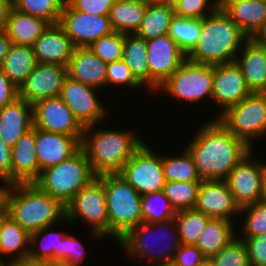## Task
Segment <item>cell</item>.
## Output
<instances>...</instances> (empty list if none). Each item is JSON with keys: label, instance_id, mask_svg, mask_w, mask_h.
Returning a JSON list of instances; mask_svg holds the SVG:
<instances>
[{"label": "cell", "instance_id": "cell-19", "mask_svg": "<svg viewBox=\"0 0 266 266\" xmlns=\"http://www.w3.org/2000/svg\"><path fill=\"white\" fill-rule=\"evenodd\" d=\"M194 209L210 218H222L238 225L235 219L241 208L225 180H202Z\"/></svg>", "mask_w": 266, "mask_h": 266}, {"label": "cell", "instance_id": "cell-65", "mask_svg": "<svg viewBox=\"0 0 266 266\" xmlns=\"http://www.w3.org/2000/svg\"><path fill=\"white\" fill-rule=\"evenodd\" d=\"M138 1H144V2H147V3L152 2V0H138Z\"/></svg>", "mask_w": 266, "mask_h": 266}, {"label": "cell", "instance_id": "cell-9", "mask_svg": "<svg viewBox=\"0 0 266 266\" xmlns=\"http://www.w3.org/2000/svg\"><path fill=\"white\" fill-rule=\"evenodd\" d=\"M88 225V238H109V220L103 183L96 177L89 185L82 188L66 205L63 223ZM85 221V222H84Z\"/></svg>", "mask_w": 266, "mask_h": 266}, {"label": "cell", "instance_id": "cell-33", "mask_svg": "<svg viewBox=\"0 0 266 266\" xmlns=\"http://www.w3.org/2000/svg\"><path fill=\"white\" fill-rule=\"evenodd\" d=\"M147 2L115 0L109 12V20L114 31L135 34L143 19Z\"/></svg>", "mask_w": 266, "mask_h": 266}, {"label": "cell", "instance_id": "cell-12", "mask_svg": "<svg viewBox=\"0 0 266 266\" xmlns=\"http://www.w3.org/2000/svg\"><path fill=\"white\" fill-rule=\"evenodd\" d=\"M102 90L75 81L68 76L64 79L59 97L73 112L74 117L83 128L108 122L112 116L109 106L101 101ZM101 97V98H100ZM108 108V109H107Z\"/></svg>", "mask_w": 266, "mask_h": 266}, {"label": "cell", "instance_id": "cell-4", "mask_svg": "<svg viewBox=\"0 0 266 266\" xmlns=\"http://www.w3.org/2000/svg\"><path fill=\"white\" fill-rule=\"evenodd\" d=\"M248 38L219 6L201 19L199 40L186 58L210 65L233 63Z\"/></svg>", "mask_w": 266, "mask_h": 266}, {"label": "cell", "instance_id": "cell-39", "mask_svg": "<svg viewBox=\"0 0 266 266\" xmlns=\"http://www.w3.org/2000/svg\"><path fill=\"white\" fill-rule=\"evenodd\" d=\"M209 219V216L194 208L177 211L174 220L177 224L180 243L195 245Z\"/></svg>", "mask_w": 266, "mask_h": 266}, {"label": "cell", "instance_id": "cell-41", "mask_svg": "<svg viewBox=\"0 0 266 266\" xmlns=\"http://www.w3.org/2000/svg\"><path fill=\"white\" fill-rule=\"evenodd\" d=\"M201 182H165L163 192L176 211L193 209Z\"/></svg>", "mask_w": 266, "mask_h": 266}, {"label": "cell", "instance_id": "cell-59", "mask_svg": "<svg viewBox=\"0 0 266 266\" xmlns=\"http://www.w3.org/2000/svg\"><path fill=\"white\" fill-rule=\"evenodd\" d=\"M153 3L169 4L172 6V0H152Z\"/></svg>", "mask_w": 266, "mask_h": 266}, {"label": "cell", "instance_id": "cell-1", "mask_svg": "<svg viewBox=\"0 0 266 266\" xmlns=\"http://www.w3.org/2000/svg\"><path fill=\"white\" fill-rule=\"evenodd\" d=\"M201 123L196 126L197 131L193 130L184 148L191 155L202 180H225L252 149L217 118H208Z\"/></svg>", "mask_w": 266, "mask_h": 266}, {"label": "cell", "instance_id": "cell-44", "mask_svg": "<svg viewBox=\"0 0 266 266\" xmlns=\"http://www.w3.org/2000/svg\"><path fill=\"white\" fill-rule=\"evenodd\" d=\"M211 259L216 266H250L245 242L237 235Z\"/></svg>", "mask_w": 266, "mask_h": 266}, {"label": "cell", "instance_id": "cell-64", "mask_svg": "<svg viewBox=\"0 0 266 266\" xmlns=\"http://www.w3.org/2000/svg\"><path fill=\"white\" fill-rule=\"evenodd\" d=\"M180 0H172V6H174L177 2H179Z\"/></svg>", "mask_w": 266, "mask_h": 266}, {"label": "cell", "instance_id": "cell-58", "mask_svg": "<svg viewBox=\"0 0 266 266\" xmlns=\"http://www.w3.org/2000/svg\"><path fill=\"white\" fill-rule=\"evenodd\" d=\"M198 266H216L211 258H205Z\"/></svg>", "mask_w": 266, "mask_h": 266}, {"label": "cell", "instance_id": "cell-2", "mask_svg": "<svg viewBox=\"0 0 266 266\" xmlns=\"http://www.w3.org/2000/svg\"><path fill=\"white\" fill-rule=\"evenodd\" d=\"M105 124L103 122L84 128L80 143V148L97 176L119 173L144 141L134 128L133 130L124 128L123 131L120 126L119 129L107 128Z\"/></svg>", "mask_w": 266, "mask_h": 266}, {"label": "cell", "instance_id": "cell-49", "mask_svg": "<svg viewBox=\"0 0 266 266\" xmlns=\"http://www.w3.org/2000/svg\"><path fill=\"white\" fill-rule=\"evenodd\" d=\"M115 0H74L70 6L86 14L108 16Z\"/></svg>", "mask_w": 266, "mask_h": 266}, {"label": "cell", "instance_id": "cell-11", "mask_svg": "<svg viewBox=\"0 0 266 266\" xmlns=\"http://www.w3.org/2000/svg\"><path fill=\"white\" fill-rule=\"evenodd\" d=\"M153 148L144 139L119 172L141 196L163 190L166 182L161 152Z\"/></svg>", "mask_w": 266, "mask_h": 266}, {"label": "cell", "instance_id": "cell-24", "mask_svg": "<svg viewBox=\"0 0 266 266\" xmlns=\"http://www.w3.org/2000/svg\"><path fill=\"white\" fill-rule=\"evenodd\" d=\"M107 63L89 47H75L67 65V76L98 90L106 88Z\"/></svg>", "mask_w": 266, "mask_h": 266}, {"label": "cell", "instance_id": "cell-52", "mask_svg": "<svg viewBox=\"0 0 266 266\" xmlns=\"http://www.w3.org/2000/svg\"><path fill=\"white\" fill-rule=\"evenodd\" d=\"M11 45L12 41L8 37L7 32L5 30L0 31V66L8 54Z\"/></svg>", "mask_w": 266, "mask_h": 266}, {"label": "cell", "instance_id": "cell-6", "mask_svg": "<svg viewBox=\"0 0 266 266\" xmlns=\"http://www.w3.org/2000/svg\"><path fill=\"white\" fill-rule=\"evenodd\" d=\"M97 178L105 189L109 237L117 242L141 223V195L119 173L101 174Z\"/></svg>", "mask_w": 266, "mask_h": 266}, {"label": "cell", "instance_id": "cell-54", "mask_svg": "<svg viewBox=\"0 0 266 266\" xmlns=\"http://www.w3.org/2000/svg\"><path fill=\"white\" fill-rule=\"evenodd\" d=\"M8 266H52V263L47 261H34L29 258L17 260L7 264Z\"/></svg>", "mask_w": 266, "mask_h": 266}, {"label": "cell", "instance_id": "cell-50", "mask_svg": "<svg viewBox=\"0 0 266 266\" xmlns=\"http://www.w3.org/2000/svg\"><path fill=\"white\" fill-rule=\"evenodd\" d=\"M0 184L11 185V147L0 138Z\"/></svg>", "mask_w": 266, "mask_h": 266}, {"label": "cell", "instance_id": "cell-42", "mask_svg": "<svg viewBox=\"0 0 266 266\" xmlns=\"http://www.w3.org/2000/svg\"><path fill=\"white\" fill-rule=\"evenodd\" d=\"M108 87L110 89L114 87L115 90L119 87H123V90L126 89V91L130 90L134 92L144 88V86L134 77L123 59L107 63L106 90L109 89Z\"/></svg>", "mask_w": 266, "mask_h": 266}, {"label": "cell", "instance_id": "cell-53", "mask_svg": "<svg viewBox=\"0 0 266 266\" xmlns=\"http://www.w3.org/2000/svg\"><path fill=\"white\" fill-rule=\"evenodd\" d=\"M11 7V0H0V31L6 29L7 16Z\"/></svg>", "mask_w": 266, "mask_h": 266}, {"label": "cell", "instance_id": "cell-18", "mask_svg": "<svg viewBox=\"0 0 266 266\" xmlns=\"http://www.w3.org/2000/svg\"><path fill=\"white\" fill-rule=\"evenodd\" d=\"M59 25L75 47H88L114 31L108 16L86 14L74 10L70 5L62 8Z\"/></svg>", "mask_w": 266, "mask_h": 266}, {"label": "cell", "instance_id": "cell-60", "mask_svg": "<svg viewBox=\"0 0 266 266\" xmlns=\"http://www.w3.org/2000/svg\"><path fill=\"white\" fill-rule=\"evenodd\" d=\"M58 1L64 7L70 5L74 0H58Z\"/></svg>", "mask_w": 266, "mask_h": 266}, {"label": "cell", "instance_id": "cell-26", "mask_svg": "<svg viewBox=\"0 0 266 266\" xmlns=\"http://www.w3.org/2000/svg\"><path fill=\"white\" fill-rule=\"evenodd\" d=\"M219 6L249 38L266 21L265 0H220Z\"/></svg>", "mask_w": 266, "mask_h": 266}, {"label": "cell", "instance_id": "cell-61", "mask_svg": "<svg viewBox=\"0 0 266 266\" xmlns=\"http://www.w3.org/2000/svg\"><path fill=\"white\" fill-rule=\"evenodd\" d=\"M4 185L0 184V199L2 198L3 196V190H4Z\"/></svg>", "mask_w": 266, "mask_h": 266}, {"label": "cell", "instance_id": "cell-23", "mask_svg": "<svg viewBox=\"0 0 266 266\" xmlns=\"http://www.w3.org/2000/svg\"><path fill=\"white\" fill-rule=\"evenodd\" d=\"M251 93H266V48L248 38L235 61Z\"/></svg>", "mask_w": 266, "mask_h": 266}, {"label": "cell", "instance_id": "cell-14", "mask_svg": "<svg viewBox=\"0 0 266 266\" xmlns=\"http://www.w3.org/2000/svg\"><path fill=\"white\" fill-rule=\"evenodd\" d=\"M32 117L34 128L73 136L81 143L84 128L59 96L34 104Z\"/></svg>", "mask_w": 266, "mask_h": 266}, {"label": "cell", "instance_id": "cell-38", "mask_svg": "<svg viewBox=\"0 0 266 266\" xmlns=\"http://www.w3.org/2000/svg\"><path fill=\"white\" fill-rule=\"evenodd\" d=\"M236 221H240V228L236 226V235L242 240L266 233V202L259 201L242 207Z\"/></svg>", "mask_w": 266, "mask_h": 266}, {"label": "cell", "instance_id": "cell-45", "mask_svg": "<svg viewBox=\"0 0 266 266\" xmlns=\"http://www.w3.org/2000/svg\"><path fill=\"white\" fill-rule=\"evenodd\" d=\"M220 5V0H180L173 8L177 16L191 19H203Z\"/></svg>", "mask_w": 266, "mask_h": 266}, {"label": "cell", "instance_id": "cell-31", "mask_svg": "<svg viewBox=\"0 0 266 266\" xmlns=\"http://www.w3.org/2000/svg\"><path fill=\"white\" fill-rule=\"evenodd\" d=\"M134 77L150 94V70L147 61L146 40L135 34H124L123 58Z\"/></svg>", "mask_w": 266, "mask_h": 266}, {"label": "cell", "instance_id": "cell-36", "mask_svg": "<svg viewBox=\"0 0 266 266\" xmlns=\"http://www.w3.org/2000/svg\"><path fill=\"white\" fill-rule=\"evenodd\" d=\"M200 32L201 19L184 18L174 15L170 22L168 35L187 56L197 45Z\"/></svg>", "mask_w": 266, "mask_h": 266}, {"label": "cell", "instance_id": "cell-55", "mask_svg": "<svg viewBox=\"0 0 266 266\" xmlns=\"http://www.w3.org/2000/svg\"><path fill=\"white\" fill-rule=\"evenodd\" d=\"M254 39L259 45L266 48V21L263 23L262 27L253 35Z\"/></svg>", "mask_w": 266, "mask_h": 266}, {"label": "cell", "instance_id": "cell-27", "mask_svg": "<svg viewBox=\"0 0 266 266\" xmlns=\"http://www.w3.org/2000/svg\"><path fill=\"white\" fill-rule=\"evenodd\" d=\"M49 25L42 18L22 13L11 7L7 16L5 31L12 43L32 46Z\"/></svg>", "mask_w": 266, "mask_h": 266}, {"label": "cell", "instance_id": "cell-20", "mask_svg": "<svg viewBox=\"0 0 266 266\" xmlns=\"http://www.w3.org/2000/svg\"><path fill=\"white\" fill-rule=\"evenodd\" d=\"M35 140L39 176L42 170L69 159L80 149V142L73 136L46 132L37 128H35Z\"/></svg>", "mask_w": 266, "mask_h": 266}, {"label": "cell", "instance_id": "cell-37", "mask_svg": "<svg viewBox=\"0 0 266 266\" xmlns=\"http://www.w3.org/2000/svg\"><path fill=\"white\" fill-rule=\"evenodd\" d=\"M174 209L163 190L141 196V222L150 224L174 219Z\"/></svg>", "mask_w": 266, "mask_h": 266}, {"label": "cell", "instance_id": "cell-34", "mask_svg": "<svg viewBox=\"0 0 266 266\" xmlns=\"http://www.w3.org/2000/svg\"><path fill=\"white\" fill-rule=\"evenodd\" d=\"M174 15V8L169 4L147 3L143 19L135 35L147 41L168 34Z\"/></svg>", "mask_w": 266, "mask_h": 266}, {"label": "cell", "instance_id": "cell-21", "mask_svg": "<svg viewBox=\"0 0 266 266\" xmlns=\"http://www.w3.org/2000/svg\"><path fill=\"white\" fill-rule=\"evenodd\" d=\"M37 63L68 65L75 46L65 30L59 25H49L32 44Z\"/></svg>", "mask_w": 266, "mask_h": 266}, {"label": "cell", "instance_id": "cell-29", "mask_svg": "<svg viewBox=\"0 0 266 266\" xmlns=\"http://www.w3.org/2000/svg\"><path fill=\"white\" fill-rule=\"evenodd\" d=\"M51 225L30 234L28 257L34 261H47L52 264L61 263L62 239L67 231H57Z\"/></svg>", "mask_w": 266, "mask_h": 266}, {"label": "cell", "instance_id": "cell-28", "mask_svg": "<svg viewBox=\"0 0 266 266\" xmlns=\"http://www.w3.org/2000/svg\"><path fill=\"white\" fill-rule=\"evenodd\" d=\"M29 243L30 234L6 216L0 226V258L6 264L26 259L29 254Z\"/></svg>", "mask_w": 266, "mask_h": 266}, {"label": "cell", "instance_id": "cell-17", "mask_svg": "<svg viewBox=\"0 0 266 266\" xmlns=\"http://www.w3.org/2000/svg\"><path fill=\"white\" fill-rule=\"evenodd\" d=\"M67 67L54 63H37L18 88V98L30 105L60 95Z\"/></svg>", "mask_w": 266, "mask_h": 266}, {"label": "cell", "instance_id": "cell-25", "mask_svg": "<svg viewBox=\"0 0 266 266\" xmlns=\"http://www.w3.org/2000/svg\"><path fill=\"white\" fill-rule=\"evenodd\" d=\"M33 127L32 105L17 98L0 109V138L11 148Z\"/></svg>", "mask_w": 266, "mask_h": 266}, {"label": "cell", "instance_id": "cell-66", "mask_svg": "<svg viewBox=\"0 0 266 266\" xmlns=\"http://www.w3.org/2000/svg\"><path fill=\"white\" fill-rule=\"evenodd\" d=\"M149 266H172V265H149Z\"/></svg>", "mask_w": 266, "mask_h": 266}, {"label": "cell", "instance_id": "cell-46", "mask_svg": "<svg viewBox=\"0 0 266 266\" xmlns=\"http://www.w3.org/2000/svg\"><path fill=\"white\" fill-rule=\"evenodd\" d=\"M84 247L85 244L82 243L81 238L66 233L62 239L61 263L67 266H85L83 264H86L85 259L88 251L87 247Z\"/></svg>", "mask_w": 266, "mask_h": 266}, {"label": "cell", "instance_id": "cell-43", "mask_svg": "<svg viewBox=\"0 0 266 266\" xmlns=\"http://www.w3.org/2000/svg\"><path fill=\"white\" fill-rule=\"evenodd\" d=\"M88 47L105 63L120 60L123 58L124 34L113 31Z\"/></svg>", "mask_w": 266, "mask_h": 266}, {"label": "cell", "instance_id": "cell-63", "mask_svg": "<svg viewBox=\"0 0 266 266\" xmlns=\"http://www.w3.org/2000/svg\"><path fill=\"white\" fill-rule=\"evenodd\" d=\"M7 265L1 258H0V266H5Z\"/></svg>", "mask_w": 266, "mask_h": 266}, {"label": "cell", "instance_id": "cell-15", "mask_svg": "<svg viewBox=\"0 0 266 266\" xmlns=\"http://www.w3.org/2000/svg\"><path fill=\"white\" fill-rule=\"evenodd\" d=\"M146 46L150 70V93L154 94L179 68L186 55L168 34L147 40Z\"/></svg>", "mask_w": 266, "mask_h": 266}, {"label": "cell", "instance_id": "cell-10", "mask_svg": "<svg viewBox=\"0 0 266 266\" xmlns=\"http://www.w3.org/2000/svg\"><path fill=\"white\" fill-rule=\"evenodd\" d=\"M217 119L236 138L255 149L254 143L266 137V93H251L240 103L228 107Z\"/></svg>", "mask_w": 266, "mask_h": 266}, {"label": "cell", "instance_id": "cell-32", "mask_svg": "<svg viewBox=\"0 0 266 266\" xmlns=\"http://www.w3.org/2000/svg\"><path fill=\"white\" fill-rule=\"evenodd\" d=\"M37 64L32 46L12 43L0 68L7 78L18 88L26 80Z\"/></svg>", "mask_w": 266, "mask_h": 266}, {"label": "cell", "instance_id": "cell-5", "mask_svg": "<svg viewBox=\"0 0 266 266\" xmlns=\"http://www.w3.org/2000/svg\"><path fill=\"white\" fill-rule=\"evenodd\" d=\"M117 244L132 261L147 266L171 265L181 245L174 219L154 224L142 221L117 240Z\"/></svg>", "mask_w": 266, "mask_h": 266}, {"label": "cell", "instance_id": "cell-51", "mask_svg": "<svg viewBox=\"0 0 266 266\" xmlns=\"http://www.w3.org/2000/svg\"><path fill=\"white\" fill-rule=\"evenodd\" d=\"M18 98V87L15 86L0 68V109Z\"/></svg>", "mask_w": 266, "mask_h": 266}, {"label": "cell", "instance_id": "cell-56", "mask_svg": "<svg viewBox=\"0 0 266 266\" xmlns=\"http://www.w3.org/2000/svg\"><path fill=\"white\" fill-rule=\"evenodd\" d=\"M261 201L266 202V160L264 159V168L262 173Z\"/></svg>", "mask_w": 266, "mask_h": 266}, {"label": "cell", "instance_id": "cell-48", "mask_svg": "<svg viewBox=\"0 0 266 266\" xmlns=\"http://www.w3.org/2000/svg\"><path fill=\"white\" fill-rule=\"evenodd\" d=\"M206 257L195 245H180L177 249L172 266H198Z\"/></svg>", "mask_w": 266, "mask_h": 266}, {"label": "cell", "instance_id": "cell-57", "mask_svg": "<svg viewBox=\"0 0 266 266\" xmlns=\"http://www.w3.org/2000/svg\"><path fill=\"white\" fill-rule=\"evenodd\" d=\"M7 216V207L6 204L3 200V198L0 199V226L2 221L5 219V217Z\"/></svg>", "mask_w": 266, "mask_h": 266}, {"label": "cell", "instance_id": "cell-13", "mask_svg": "<svg viewBox=\"0 0 266 266\" xmlns=\"http://www.w3.org/2000/svg\"><path fill=\"white\" fill-rule=\"evenodd\" d=\"M255 151L247 154L225 179L240 208L261 201L264 160Z\"/></svg>", "mask_w": 266, "mask_h": 266}, {"label": "cell", "instance_id": "cell-16", "mask_svg": "<svg viewBox=\"0 0 266 266\" xmlns=\"http://www.w3.org/2000/svg\"><path fill=\"white\" fill-rule=\"evenodd\" d=\"M250 94L245 78L235 62L213 65L211 104L218 113L211 118H217L228 107L240 103Z\"/></svg>", "mask_w": 266, "mask_h": 266}, {"label": "cell", "instance_id": "cell-35", "mask_svg": "<svg viewBox=\"0 0 266 266\" xmlns=\"http://www.w3.org/2000/svg\"><path fill=\"white\" fill-rule=\"evenodd\" d=\"M185 145H181L183 150L176 152L175 156L174 152L161 155L166 182H202L191 155L183 148Z\"/></svg>", "mask_w": 266, "mask_h": 266}, {"label": "cell", "instance_id": "cell-62", "mask_svg": "<svg viewBox=\"0 0 266 266\" xmlns=\"http://www.w3.org/2000/svg\"><path fill=\"white\" fill-rule=\"evenodd\" d=\"M52 266H67V265H64L62 263H54V264H52Z\"/></svg>", "mask_w": 266, "mask_h": 266}, {"label": "cell", "instance_id": "cell-7", "mask_svg": "<svg viewBox=\"0 0 266 266\" xmlns=\"http://www.w3.org/2000/svg\"><path fill=\"white\" fill-rule=\"evenodd\" d=\"M96 177L84 151L80 148L69 159L42 170L34 184L65 206Z\"/></svg>", "mask_w": 266, "mask_h": 266}, {"label": "cell", "instance_id": "cell-30", "mask_svg": "<svg viewBox=\"0 0 266 266\" xmlns=\"http://www.w3.org/2000/svg\"><path fill=\"white\" fill-rule=\"evenodd\" d=\"M234 222L222 218H210L195 244L206 258L213 257L236 236Z\"/></svg>", "mask_w": 266, "mask_h": 266}, {"label": "cell", "instance_id": "cell-3", "mask_svg": "<svg viewBox=\"0 0 266 266\" xmlns=\"http://www.w3.org/2000/svg\"><path fill=\"white\" fill-rule=\"evenodd\" d=\"M2 198L7 216L29 234L56 223L63 226L60 222L65 219V206L34 183L7 185Z\"/></svg>", "mask_w": 266, "mask_h": 266}, {"label": "cell", "instance_id": "cell-47", "mask_svg": "<svg viewBox=\"0 0 266 266\" xmlns=\"http://www.w3.org/2000/svg\"><path fill=\"white\" fill-rule=\"evenodd\" d=\"M250 266H266V233L244 240Z\"/></svg>", "mask_w": 266, "mask_h": 266}, {"label": "cell", "instance_id": "cell-8", "mask_svg": "<svg viewBox=\"0 0 266 266\" xmlns=\"http://www.w3.org/2000/svg\"><path fill=\"white\" fill-rule=\"evenodd\" d=\"M213 65L196 63L187 58L179 68L155 91L153 96L168 95L171 99L186 104L207 100L211 104ZM174 98V99H173Z\"/></svg>", "mask_w": 266, "mask_h": 266}, {"label": "cell", "instance_id": "cell-40", "mask_svg": "<svg viewBox=\"0 0 266 266\" xmlns=\"http://www.w3.org/2000/svg\"><path fill=\"white\" fill-rule=\"evenodd\" d=\"M11 3L22 13L42 18L50 25L59 24L63 6L58 0H11Z\"/></svg>", "mask_w": 266, "mask_h": 266}, {"label": "cell", "instance_id": "cell-22", "mask_svg": "<svg viewBox=\"0 0 266 266\" xmlns=\"http://www.w3.org/2000/svg\"><path fill=\"white\" fill-rule=\"evenodd\" d=\"M35 128L32 127L11 148V185L34 183L39 177Z\"/></svg>", "mask_w": 266, "mask_h": 266}]
</instances>
